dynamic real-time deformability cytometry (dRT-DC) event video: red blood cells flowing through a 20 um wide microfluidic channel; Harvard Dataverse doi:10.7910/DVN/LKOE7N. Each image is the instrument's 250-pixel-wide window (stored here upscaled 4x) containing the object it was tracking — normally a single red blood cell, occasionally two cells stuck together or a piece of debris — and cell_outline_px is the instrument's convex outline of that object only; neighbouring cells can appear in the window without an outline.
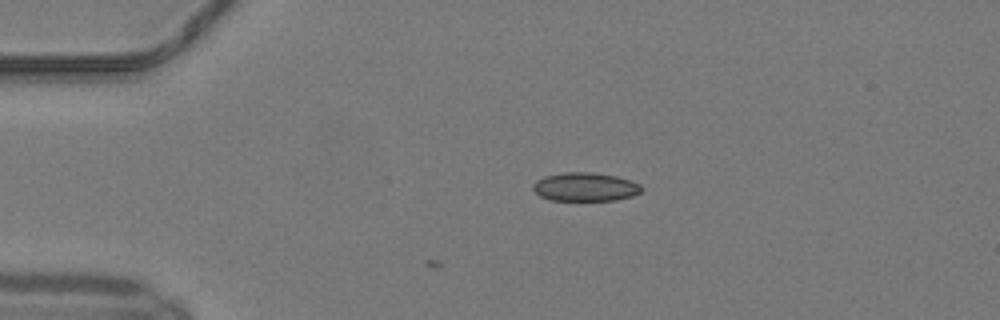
{"species": "common noctule bat (a hibernating species)", "species_latin": "Nyctalus noctula", "temperature_condition": "warm", "stored_images_in_passage": 5, "camera_frame_rate_fps": 3000, "um_per_image_px": 0.085, "animal": {"sex": "male", "body_mass_g": 19.2, "forearm_length_mm": 51.8}, "frame": {"image": 1, "passage_image": 1, "time_ms": 0.0, "image_size_px": [1000, 320], "cell_outline_px": [[644, 188], [640, 192], [632, 196], [616, 200], [552, 200], [540, 196], [532, 188], [532, 184], [536, 180], [544, 176], [564, 172], [592, 172], [616, 176], [632, 180], [640, 184]], "centroid_in_image_um": [49.75, 15.88], "position_along_channel_um": 35.2, "area_um2": 18.21}}